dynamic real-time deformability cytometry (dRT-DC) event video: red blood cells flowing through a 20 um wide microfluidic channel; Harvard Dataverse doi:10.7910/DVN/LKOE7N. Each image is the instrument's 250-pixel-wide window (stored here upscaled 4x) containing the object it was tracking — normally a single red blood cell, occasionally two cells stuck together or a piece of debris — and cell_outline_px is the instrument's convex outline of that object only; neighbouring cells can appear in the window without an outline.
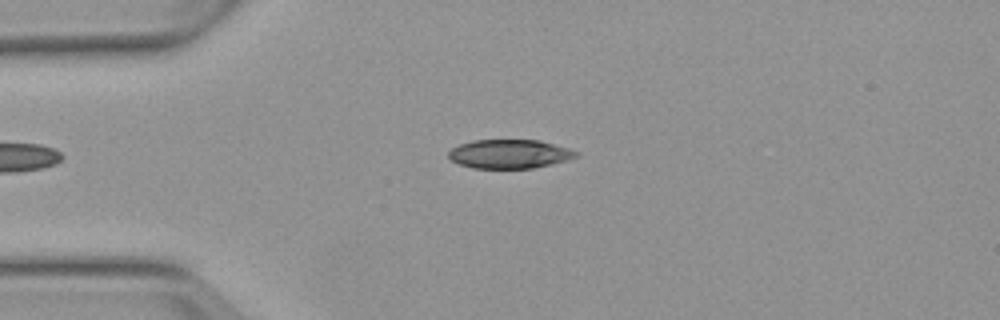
{"species": "Egyptian fruit bat (a non-hibernating species)", "species_latin": "Rousettus aegyptiacus", "temperature_condition": "warm", "stored_images_in_passage": 4, "camera_frame_rate_fps": 3000, "um_per_image_px": 0.085, "animal": {"sex": "female"}, "frame": {"image": 1, "passage_image": 4, "time_ms": 3.333, "image_size_px": [1000, 320], "cell_outline_px": [[580, 156], [568, 160], [552, 164], [532, 168], [472, 168], [460, 164], [452, 160], [448, 156], [448, 152], [452, 148], [460, 144], [472, 140], [540, 140], [568, 148], [580, 152]], "centroid_in_image_um": [43.34, 13.08], "position_along_channel_um": 41.7, "area_um2": 21.56}}